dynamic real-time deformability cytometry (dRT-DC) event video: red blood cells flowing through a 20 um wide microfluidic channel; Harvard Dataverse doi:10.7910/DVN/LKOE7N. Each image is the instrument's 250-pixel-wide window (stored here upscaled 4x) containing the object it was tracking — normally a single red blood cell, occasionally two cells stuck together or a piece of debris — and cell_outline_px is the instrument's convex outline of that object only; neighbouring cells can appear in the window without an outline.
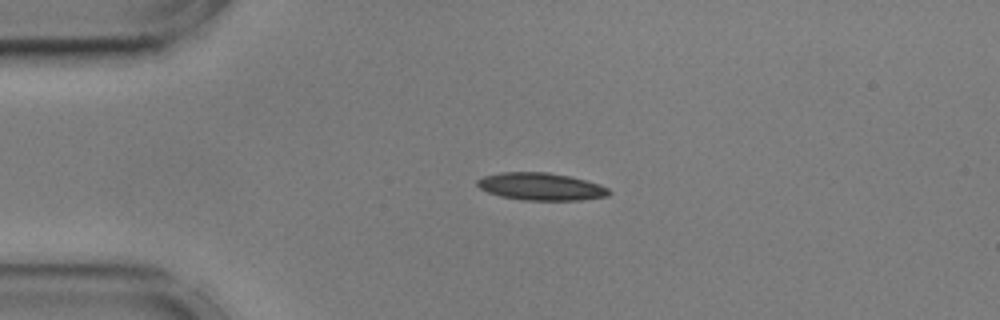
{"species": "common noctule bat (a hibernating species)", "species_latin": "Nyctalus noctula", "temperature_condition": "cold", "stored_images_in_passage": 44, "camera_frame_rate_fps": 3000, "um_per_image_px": 0.085, "animal": {"sex": "male", "body_mass_g": 17.9, "forearm_length_mm": 54.2}, "frame": {"image": 1, "passage_image": 1, "time_ms": 0.0, "image_size_px": [1000, 320], "cell_outline_px": [[612, 192], [608, 196], [580, 200], [520, 200], [500, 196], [488, 192], [480, 188], [476, 184], [476, 180], [484, 176], [500, 172], [548, 172], [568, 176], [600, 184], [608, 188]], "centroid_in_image_um": [45.97, 15.86], "position_along_channel_um": 39.0, "area_um2": 21.1}}
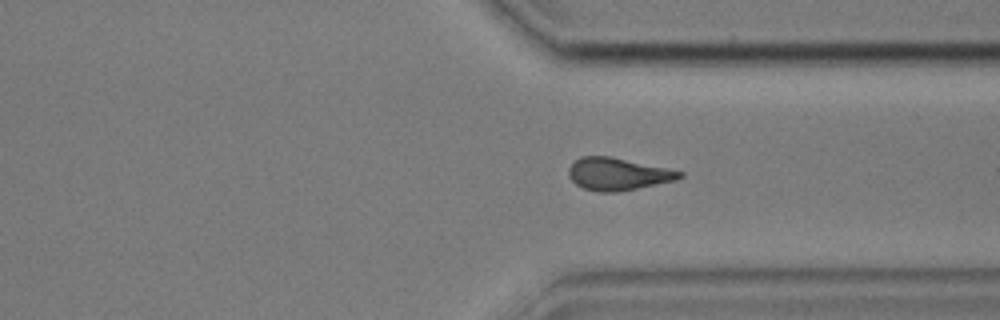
{"frame": {"image": 2, "passage_image": 30, "time_ms": 9.667, "image_size_px": [1000, 320], "cell_outline_px": [[684, 176], [676, 180], [616, 192], [600, 192], [584, 188], [576, 184], [568, 176], [568, 168], [580, 156], [608, 156], [668, 168], [684, 172]], "centroid_in_image_um": [52.51, 14.79], "position_along_channel_um": 358.9, "area_um2": 20.75}}
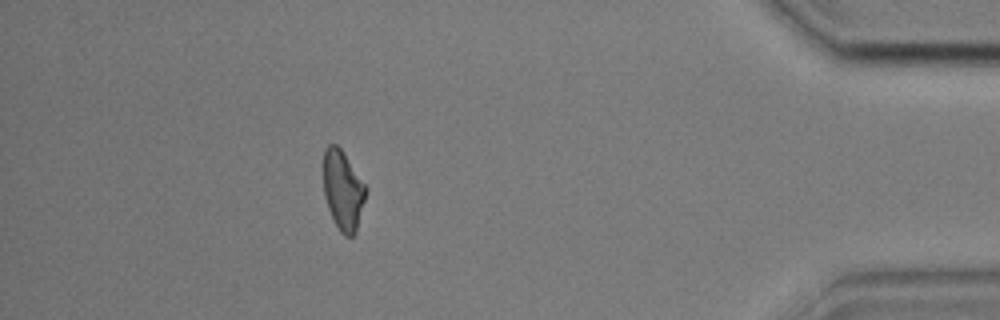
{"frame": {"image": 3, "passage_image": 38, "time_ms": 12.333, "image_size_px": [1000, 320], "cell_outline_px": [[368, 188], [356, 232], [352, 236], [344, 236], [340, 232], [328, 208], [324, 196], [324, 148], [328, 144], [336, 144], [340, 148]], "centroid_in_image_um": [29.16, 16.17], "position_along_channel_um": 406.0, "area_um2": 19.54}, "authors_computed_cell_mechanics": {"area_um2": 20.7791, "velocity_mm_per_s": 3.5895, "shape_relaxation_time_tau1_ms": 5.8647, "shape_relaxation_time_tau2_ms": 4.9054, "deformation_change_tau1": 0.1774, "deformation_change_tau2": 0.1482}}